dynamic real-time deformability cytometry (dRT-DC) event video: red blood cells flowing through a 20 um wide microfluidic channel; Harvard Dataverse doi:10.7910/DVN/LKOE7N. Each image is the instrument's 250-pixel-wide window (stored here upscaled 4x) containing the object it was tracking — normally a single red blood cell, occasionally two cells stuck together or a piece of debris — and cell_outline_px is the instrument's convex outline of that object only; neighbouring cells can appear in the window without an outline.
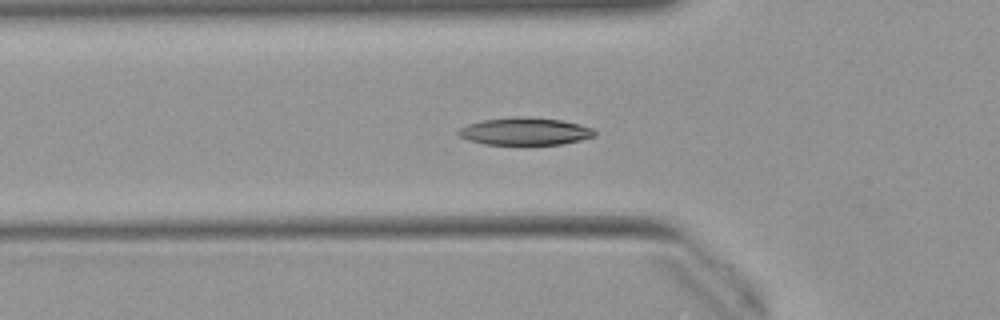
{"species": "Egyptian fruit bat (a non-hibernating species)", "species_latin": "Rousettus aegyptiacus", "temperature_condition": "warm", "stored_images_in_passage": 4, "camera_frame_rate_fps": 3000, "um_per_image_px": 0.085, "animal": {"sex": "female"}, "frame": {"image": 1, "passage_image": 2, "time_ms": 0.333, "image_size_px": [1000, 320], "cell_outline_px": [[596, 136], [564, 144], [484, 144], [468, 140], [460, 136], [456, 132], [460, 128], [468, 124], [484, 120], [512, 116], [524, 116], [560, 120], [580, 124], [592, 128], [596, 132]], "centroid_in_image_um": [44.63, 11.16], "position_along_channel_um": 81.2, "area_um2": 21.79}}